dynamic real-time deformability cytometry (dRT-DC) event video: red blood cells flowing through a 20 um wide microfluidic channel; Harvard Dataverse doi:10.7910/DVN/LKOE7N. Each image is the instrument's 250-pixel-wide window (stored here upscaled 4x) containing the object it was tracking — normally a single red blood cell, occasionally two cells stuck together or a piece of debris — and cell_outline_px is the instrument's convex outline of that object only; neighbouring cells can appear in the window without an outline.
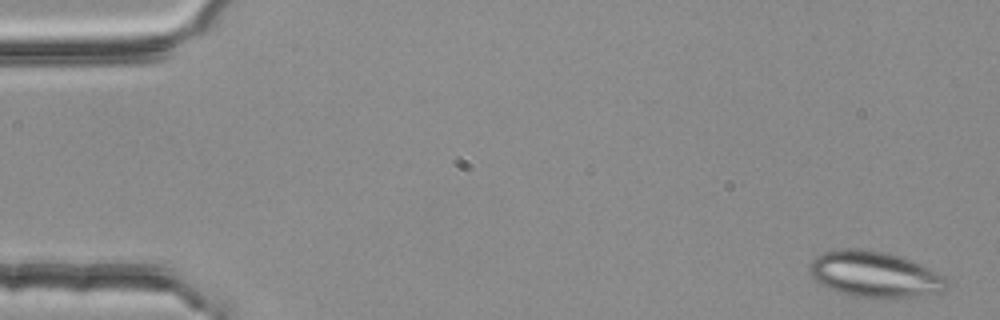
{"species": "common noctule bat (a hibernating species)", "species_latin": "Nyctalus noctula", "temperature_condition": "room temperature", "stored_images_in_passage": 4, "camera_frame_rate_fps": 3000, "um_per_image_px": 0.085, "animal": {"sex": "female", "body_mass_g": 25.1}, "frame": {"image": 1, "passage_image": 1, "time_ms": 0.0, "image_size_px": [1000, 320], "cell_outline_px": [[948, 288], [944, 292], [888, 300], [880, 300], [848, 296], [836, 292], [820, 284], [812, 276], [808, 268], [808, 264], [816, 256], [824, 252], [840, 248], [868, 248], [888, 252], [900, 256], [920, 264], [948, 276]], "centroid_in_image_um": [74.37, 23.34], "position_along_channel_um": 10.6, "area_um2": 38.09}}